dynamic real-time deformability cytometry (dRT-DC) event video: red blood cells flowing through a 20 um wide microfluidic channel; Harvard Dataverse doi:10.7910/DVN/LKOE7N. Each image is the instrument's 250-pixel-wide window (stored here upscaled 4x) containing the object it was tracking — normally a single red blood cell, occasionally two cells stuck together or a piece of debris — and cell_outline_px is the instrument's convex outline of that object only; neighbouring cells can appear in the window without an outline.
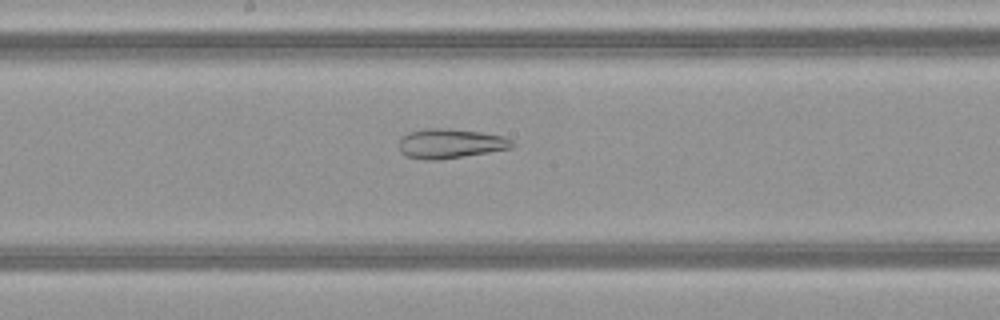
{"species": "common noctule bat (a hibernating species)", "species_latin": "Nyctalus noctula", "temperature_condition": "warm", "stored_images_in_passage": 49, "camera_frame_rate_fps": 3000, "um_per_image_px": 0.085, "animal": {"sex": "female", "body_mass_g": 21.9}, "frame": {"image": 1, "passage_image": 26, "time_ms": 8.333, "image_size_px": [1000, 320], "cell_outline_px": [[512, 148], [464, 156], [436, 160], [424, 160], [408, 156], [400, 152], [400, 136], [408, 132], [424, 128], [448, 128], [480, 132], [504, 136], [512, 140]], "centroid_in_image_um": [38.24, 12.19], "position_along_channel_um": 210.0, "area_um2": 19.48}}
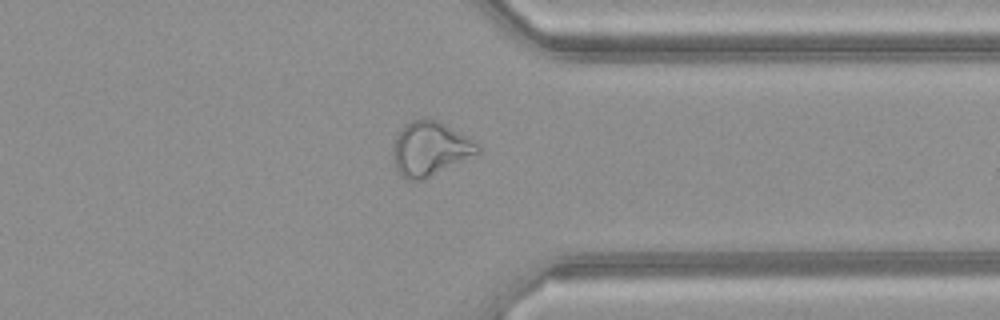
{"frame": {"image": 2, "passage_image": 38, "time_ms": 12.333, "image_size_px": [1000, 320], "cell_outline_px": [[480, 152], [420, 180], [408, 180], [400, 176], [396, 168], [392, 156], [392, 148], [396, 136], [400, 128], [404, 124], [412, 120], [424, 116], [428, 116], [444, 124], [480, 144]], "centroid_in_image_um": [36.49, 12.6], "position_along_channel_um": 374.9, "area_um2": 26.59}}
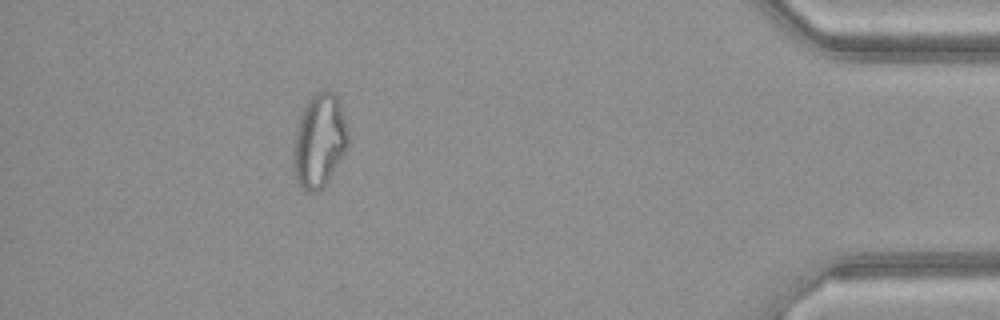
{"frame": {"image": 3, "passage_image": 44, "time_ms": 14.333, "image_size_px": [1000, 320], "cell_outline_px": [[348, 144], [344, 152], [328, 180], [316, 192], [308, 192], [300, 188], [296, 180], [292, 164], [292, 152], [296, 132], [300, 116], [308, 100], [316, 92], [336, 92], [340, 100], [348, 132]], "centroid_in_image_um": [27.13, 11.97], "position_along_channel_um": 408.1, "area_um2": 29.71}, "authors_computed_cell_mechanics": {"area_um2": 28.9, "velocity_mm_per_s": 4.2059, "shape_relaxation_time_tau1_ms": null, "shape_relaxation_time_tau2_ms": 2.3891, "deformation_change_tau1": null, "deformation_change_tau2": 0.1135}}